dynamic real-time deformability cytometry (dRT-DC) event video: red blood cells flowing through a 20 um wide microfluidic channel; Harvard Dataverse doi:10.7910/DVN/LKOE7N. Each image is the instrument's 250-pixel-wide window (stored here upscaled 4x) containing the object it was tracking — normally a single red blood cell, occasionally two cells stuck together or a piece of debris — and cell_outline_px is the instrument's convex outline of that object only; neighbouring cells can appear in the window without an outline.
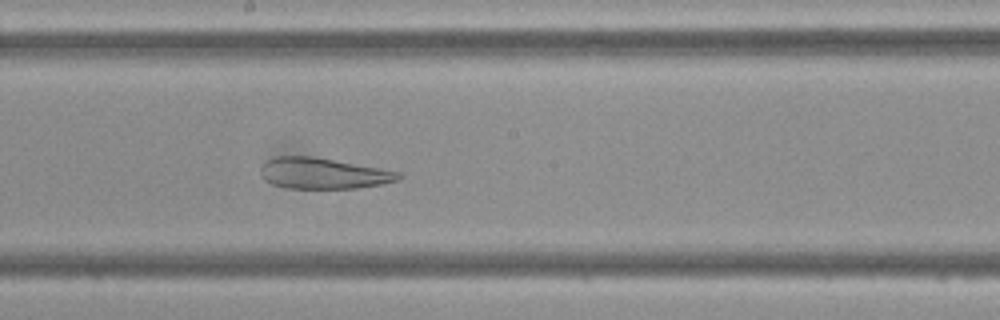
{"species": "Egyptian fruit bat (a non-hibernating species)", "species_latin": "Rousettus aegyptiacus", "temperature_condition": "cold", "stored_images_in_passage": 47, "camera_frame_rate_fps": 3000, "um_per_image_px": 0.085, "frame": {"image": 1, "passage_image": 25, "time_ms": 8.0, "image_size_px": [1000, 320], "cell_outline_px": [[404, 176], [400, 180], [380, 184], [356, 188], [288, 188], [272, 184], [264, 180], [260, 172], [260, 168], [268, 160], [276, 156], [312, 156], [380, 168], [400, 172]], "centroid_in_image_um": [27.48, 14.73], "position_along_channel_um": 220.7, "area_um2": 24.8}}
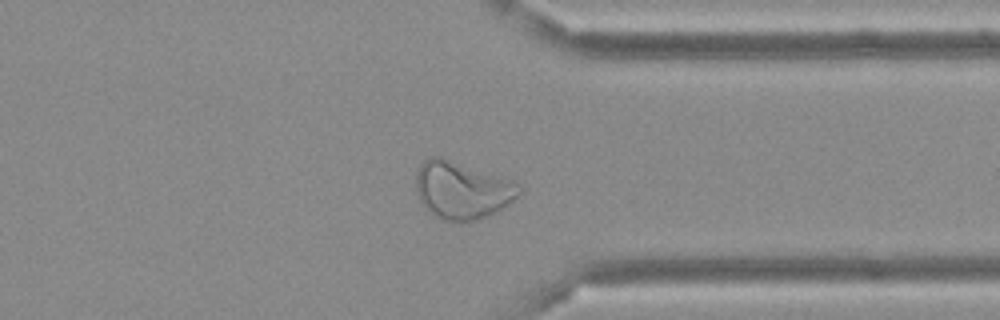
{"frame": {"image": 2, "passage_image": 36, "time_ms": 11.667, "image_size_px": [1000, 320], "cell_outline_px": [[524, 192], [504, 208], [488, 216], [472, 220], [440, 220], [432, 216], [424, 208], [416, 192], [416, 172], [420, 164], [428, 156], [440, 156], [512, 180], [520, 184], [524, 188]], "centroid_in_image_um": [39.28, 16.16], "position_along_channel_um": 372.1, "area_um2": 34.97}}
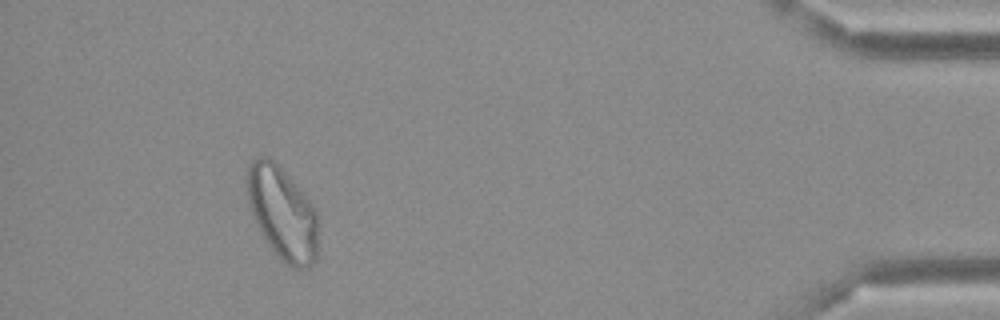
{"frame": {"image": 3, "passage_image": 43, "time_ms": 14.0, "image_size_px": [1000, 320], "cell_outline_px": [[316, 260], [308, 268], [292, 268], [280, 260], [256, 224], [248, 200], [244, 184], [244, 180], [248, 168], [252, 160], [256, 156], [268, 156], [300, 188], [316, 212]], "centroid_in_image_um": [23.96, 18.09], "position_along_channel_um": 411.2, "area_um2": 38.15}}